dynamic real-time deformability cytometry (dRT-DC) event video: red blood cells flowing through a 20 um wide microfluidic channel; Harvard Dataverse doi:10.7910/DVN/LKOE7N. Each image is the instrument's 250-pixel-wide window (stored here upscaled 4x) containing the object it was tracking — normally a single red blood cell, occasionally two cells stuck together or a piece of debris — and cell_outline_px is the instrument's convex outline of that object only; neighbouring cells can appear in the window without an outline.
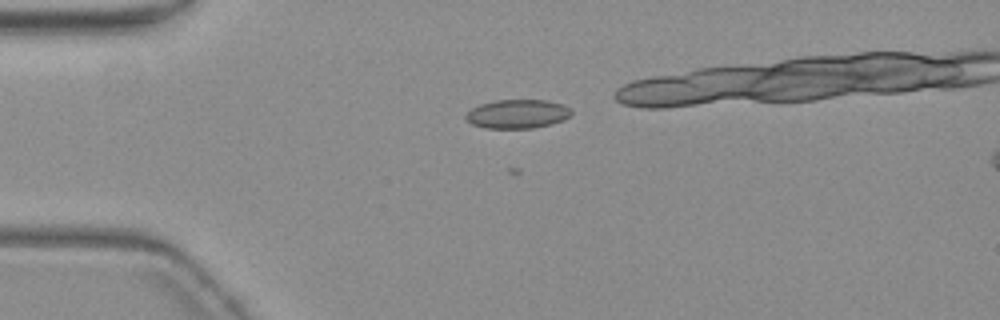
{"species": "common noctule bat (a hibernating species)", "species_latin": "Nyctalus noctula", "temperature_condition": "warm", "stored_images_in_passage": 3, "camera_frame_rate_fps": 3000, "um_per_image_px": 0.085, "animal": {"sex": "female", "body_mass_g": 19.3, "forearm_length_mm": 54.1}, "frame": {"image": 1, "passage_image": 1, "time_ms": 0.0, "image_size_px": [1000, 320], "cell_outline_px": [[572, 112], [564, 120], [532, 128], [484, 128], [472, 124], [464, 120], [464, 116], [472, 108], [480, 104], [496, 100], [548, 100], [560, 104], [568, 108]], "centroid_in_image_um": [43.92, 9.68], "position_along_channel_um": 41.1, "area_um2": 17.63}}